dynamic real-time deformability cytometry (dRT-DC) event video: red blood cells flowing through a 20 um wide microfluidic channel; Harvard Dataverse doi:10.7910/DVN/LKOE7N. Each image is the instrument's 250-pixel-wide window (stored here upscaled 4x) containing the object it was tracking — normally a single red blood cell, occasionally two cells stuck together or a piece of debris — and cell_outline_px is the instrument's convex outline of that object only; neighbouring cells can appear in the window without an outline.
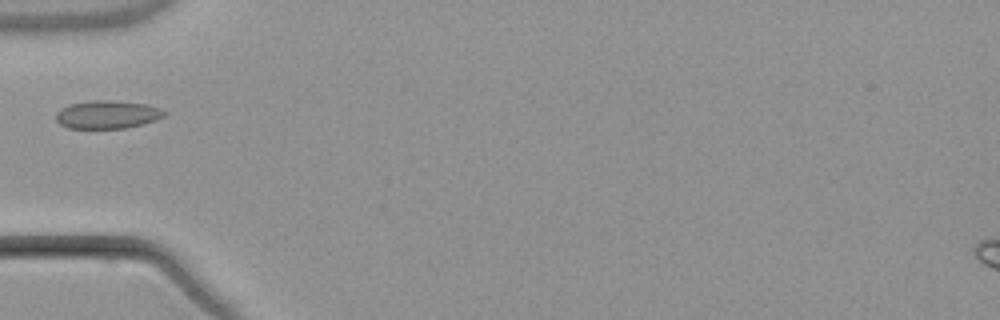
{"species": "common noctule bat (a hibernating species)", "species_latin": "Nyctalus noctula", "temperature_condition": "warm", "stored_images_in_passage": 3, "camera_frame_rate_fps": 3000, "um_per_image_px": 0.085, "animal": {"sex": "male", "body_mass_g": 21.5, "forearm_length_mm": 52.0}, "frame": {"image": 1, "passage_image": 3, "time_ms": 3.333, "image_size_px": [1000, 320], "cell_outline_px": [[168, 112], [164, 116], [156, 120], [144, 124], [124, 128], [68, 128], [60, 124], [56, 120], [56, 112], [60, 108], [72, 104], [92, 100], [112, 100], [144, 104], [160, 108]], "centroid_in_image_um": [9.13, 9.74], "position_along_channel_um": 75.9, "area_um2": 17.74}}